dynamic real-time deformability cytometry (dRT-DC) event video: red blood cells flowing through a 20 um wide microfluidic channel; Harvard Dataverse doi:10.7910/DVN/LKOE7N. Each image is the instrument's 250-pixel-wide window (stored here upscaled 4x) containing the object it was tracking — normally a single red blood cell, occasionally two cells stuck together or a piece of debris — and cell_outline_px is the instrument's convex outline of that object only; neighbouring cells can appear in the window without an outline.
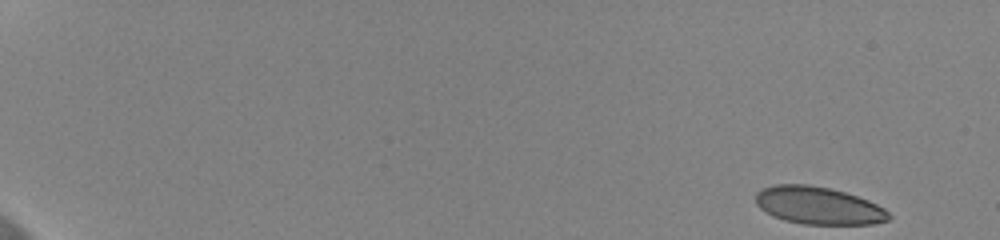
{"species": "human", "species_latin": "Homo sapiens", "temperature_condition": "cold", "stored_images_in_passage": 55, "camera_frame_rate_fps": 3000, "um_per_image_px": 0.085, "donor": {"sex": "female"}, "frame": {"image": 1, "passage_image": 1, "time_ms": 0.0, "image_size_px": [1000, 240], "cell_outline_px": [[892, 216], [888, 220], [872, 224], [804, 224], [784, 220], [760, 208], [756, 204], [756, 192], [764, 188], [776, 184], [808, 184], [828, 188], [844, 192], [868, 200], [884, 208]], "centroid_in_image_um": [69.58, 17.47], "position_along_channel_um": 15.4, "area_um2": 28.84}}
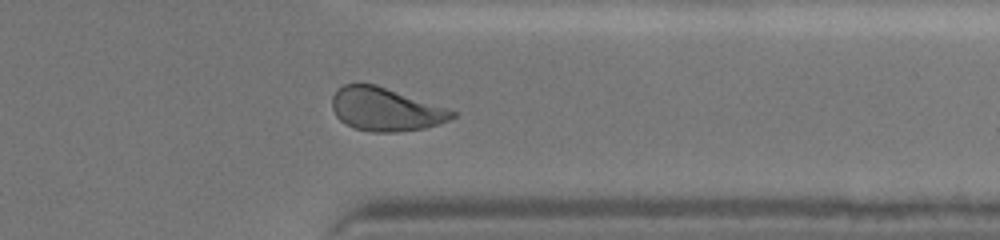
{"frame": {"image": 2, "passage_image": 46, "time_ms": 15.0, "image_size_px": [1000, 240], "cell_outline_px": [[456, 116], [448, 120], [424, 128], [396, 132], [372, 132], [356, 128], [344, 124], [336, 116], [332, 108], [332, 96], [344, 84], [376, 84], [456, 112]], "centroid_in_image_um": [32.72, 9.3], "position_along_channel_um": 378.7, "area_um2": 29.77}}
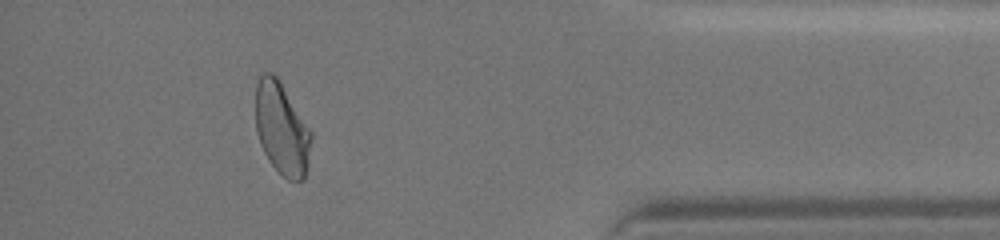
{"frame": {"image": 3, "passage_image": 51, "time_ms": 16.667, "image_size_px": [1000, 240], "cell_outline_px": [[312, 136], [304, 180], [288, 180], [268, 160], [260, 144], [256, 132], [256, 84], [260, 72], [272, 72], [280, 80], [312, 132]], "centroid_in_image_um": [23.93, 10.89], "position_along_channel_um": 411.3, "area_um2": 29.88}, "authors_computed_cell_mechanics": {"area_um2": 30.5762, "velocity_mm_per_s": 3.6401, "shape_relaxation_time_tau1_ms": null, "shape_relaxation_time_tau2_ms": 0.9514, "deformation_change_tau1": null, "deformation_change_tau2": 0.0768}}